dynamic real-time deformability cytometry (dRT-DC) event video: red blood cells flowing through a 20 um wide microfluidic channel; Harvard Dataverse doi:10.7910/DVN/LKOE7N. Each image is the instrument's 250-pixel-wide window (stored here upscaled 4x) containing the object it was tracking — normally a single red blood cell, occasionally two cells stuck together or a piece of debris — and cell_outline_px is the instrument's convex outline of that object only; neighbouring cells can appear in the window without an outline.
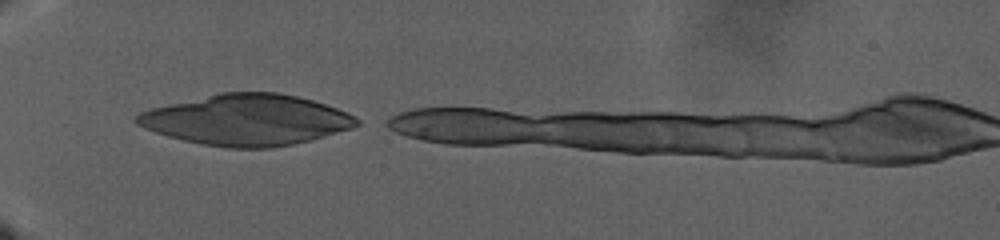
{"species": "human", "species_latin": "Homo sapiens", "temperature_condition": "warm", "stored_images_in_passage": 74, "camera_frame_rate_fps": 3000, "um_per_image_px": 0.085, "donor": {"sex": "male"}, "frame": {"image": 1, "passage_image": 1, "time_ms": 0.0, "image_size_px": [1000, 240], "cell_outline_px": [[360, 124], [352, 128], [324, 136], [292, 144], [272, 148], [228, 148], [200, 144], [168, 136], [144, 128], [136, 124], [132, 120], [140, 112], [152, 108], [220, 92], [280, 92], [312, 100], [336, 108], [360, 120]], "centroid_in_image_um": [20.93, 10.19], "position_along_channel_um": 64.1, "area_um2": 64.85}}
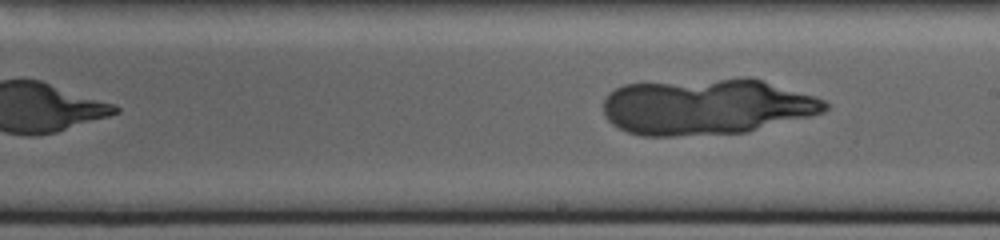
{"frame": {"image": 2, "passage_image": 36, "time_ms": 11.667, "image_size_px": [1000, 240], "cell_outline_px": [[828, 108], [824, 112], [748, 132], [676, 136], [640, 136], [628, 132], [612, 124], [604, 116], [604, 100], [608, 92], [624, 84], [744, 76], [748, 76], [812, 96], [824, 100], [828, 104]], "centroid_in_image_um": [60.01, 9.05], "position_along_channel_um": 229.0, "area_um2": 72.89}}
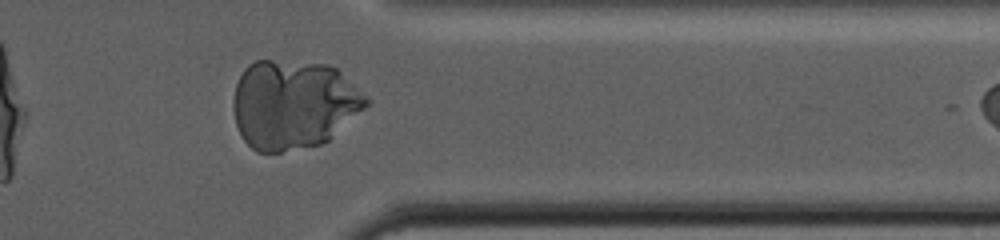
{"frame": {"image": 3, "passage_image": 67, "time_ms": 22.0, "image_size_px": [1000, 240], "cell_outline_px": [[372, 100], [364, 108], [328, 140], [320, 144], [280, 152], [256, 152], [244, 140], [236, 124], [232, 104], [236, 84], [244, 68], [248, 64], [256, 60], [272, 60], [328, 64], [336, 68]], "centroid_in_image_um": [24.93, 8.86], "position_along_channel_um": 386.5, "area_um2": 68.9}}